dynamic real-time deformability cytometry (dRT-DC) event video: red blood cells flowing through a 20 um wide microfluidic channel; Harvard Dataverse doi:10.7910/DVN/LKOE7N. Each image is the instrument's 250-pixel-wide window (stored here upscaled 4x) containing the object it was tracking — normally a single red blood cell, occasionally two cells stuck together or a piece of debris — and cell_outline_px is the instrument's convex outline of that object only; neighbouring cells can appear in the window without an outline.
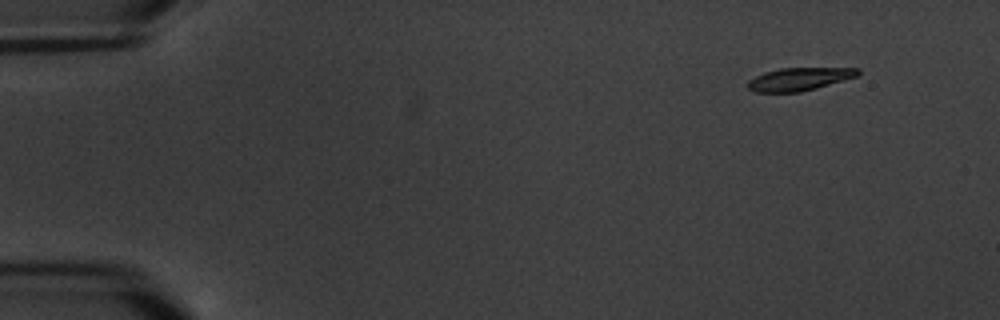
{"species": "common noctule bat (a hibernating species)", "species_latin": "Nyctalus noctula", "temperature_condition": "warm", "stored_images_in_passage": 7, "camera_frame_rate_fps": 3000, "um_per_image_px": 0.085, "animal": {"sex": "male", "body_mass_g": 20.1, "forearm_length_mm": 53.5}, "frame": {"image": 1, "passage_image": 2, "time_ms": 1.333, "image_size_px": [1000, 320], "cell_outline_px": [[860, 72], [856, 76], [816, 88], [800, 92], [756, 92], [748, 88], [748, 80], [764, 72], [780, 68], [860, 68]], "centroid_in_image_um": [67.91, 6.72], "position_along_channel_um": 17.1, "area_um2": 14.51}}
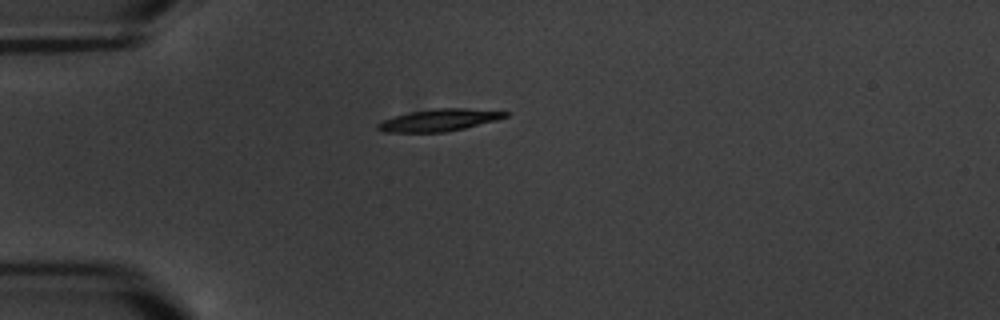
{"frame": {"image": 2, "passage_image": 5, "time_ms": 5.0, "image_size_px": [1000, 320], "cell_outline_px": [[508, 116], [496, 120], [464, 128], [444, 132], [384, 132], [376, 128], [376, 124], [384, 120], [396, 116], [412, 112], [436, 108], [464, 108], [508, 112]], "centroid_in_image_um": [37.32, 10.21], "position_along_channel_um": 47.7, "area_um2": 16.07}}